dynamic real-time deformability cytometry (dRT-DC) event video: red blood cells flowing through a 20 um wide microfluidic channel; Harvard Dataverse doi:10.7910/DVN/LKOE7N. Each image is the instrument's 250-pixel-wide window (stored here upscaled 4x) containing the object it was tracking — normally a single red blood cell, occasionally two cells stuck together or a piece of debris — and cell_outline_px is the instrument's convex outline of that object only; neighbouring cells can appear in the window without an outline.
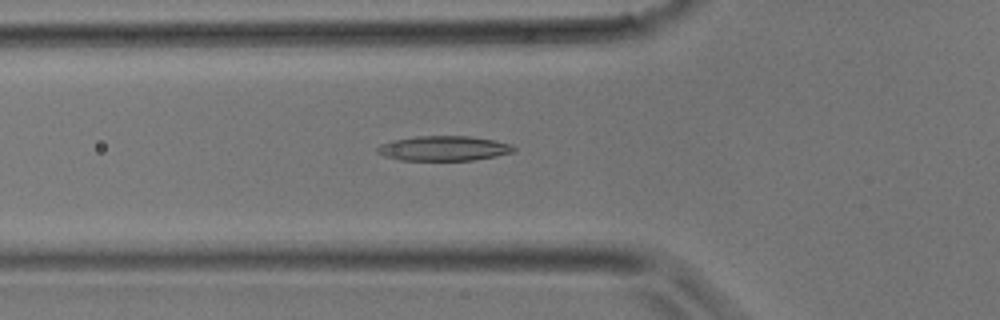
{"species": "common noctule bat (a hibernating species)", "species_latin": "Nyctalus noctula", "temperature_condition": "room temperature", "stored_images_in_passage": 23, "camera_frame_rate_fps": 3000, "um_per_image_px": 0.085, "animal": {"sex": "male", "body_mass_g": 17.9}, "frame": {"image": 1, "passage_image": 8, "time_ms": 2.333, "image_size_px": [1000, 320], "cell_outline_px": [[516, 152], [496, 156], [472, 160], [400, 160], [384, 156], [376, 152], [376, 148], [380, 144], [392, 140], [416, 136], [468, 136], [492, 140], [512, 144], [516, 148]], "centroid_in_image_um": [37.71, 12.61], "position_along_channel_um": 88.1, "area_um2": 19.83}}
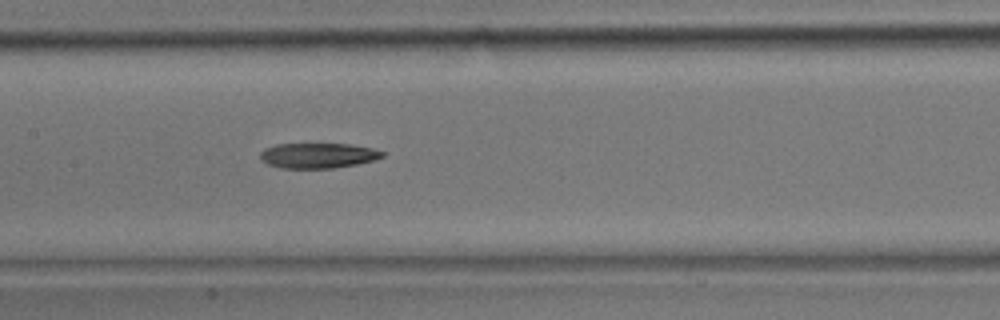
{"frame": {"image": 2, "passage_image": 13, "time_ms": 4.0, "image_size_px": [1000, 320], "cell_outline_px": [[384, 156], [376, 160], [356, 164], [332, 168], [280, 168], [268, 164], [260, 160], [260, 152], [264, 148], [276, 144], [352, 144], [372, 148], [384, 152]], "centroid_in_image_um": [27.02, 13.22], "position_along_channel_um": 180.4, "area_um2": 18.03}}
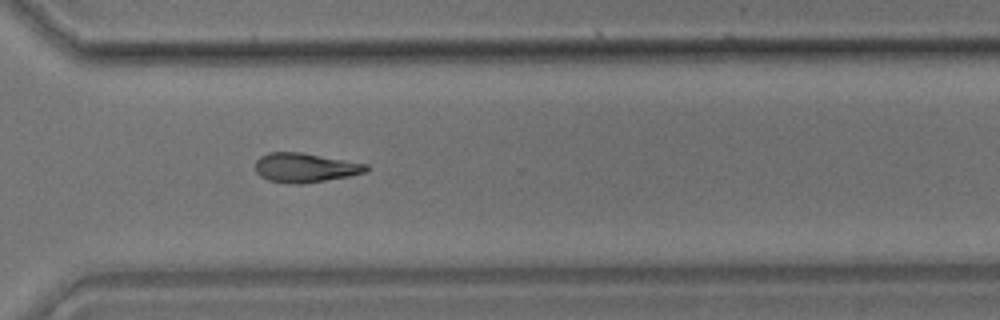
{"frame": {"image": 3, "passage_image": 22, "time_ms": 7.0, "image_size_px": [1000, 320], "cell_outline_px": [[368, 172], [348, 176], [304, 184], [292, 184], [268, 180], [260, 176], [256, 172], [256, 160], [260, 156], [268, 152], [300, 152], [368, 164]], "centroid_in_image_um": [25.92, 14.25], "position_along_channel_um": 344.7, "area_um2": 18.96}}